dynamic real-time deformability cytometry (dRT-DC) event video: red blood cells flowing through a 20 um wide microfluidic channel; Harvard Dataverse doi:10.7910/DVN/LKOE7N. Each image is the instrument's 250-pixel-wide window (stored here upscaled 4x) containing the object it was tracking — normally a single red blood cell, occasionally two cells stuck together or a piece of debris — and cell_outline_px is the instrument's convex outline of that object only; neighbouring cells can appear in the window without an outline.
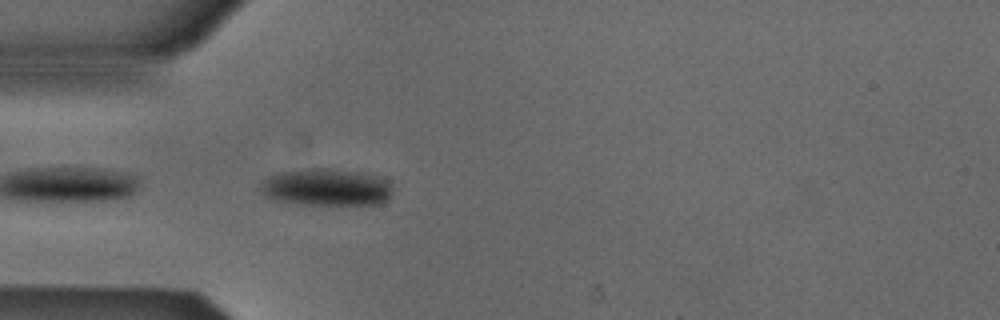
{"species": "Egyptian fruit bat (a non-hibernating species)", "species_latin": "Rousettus aegyptiacus", "temperature_condition": "cold", "stored_images_in_passage": 5, "camera_frame_rate_fps": 3000, "um_per_image_px": 0.085, "animal": {"sex": "male"}, "frame": {"image": 1, "passage_image": 5, "time_ms": 1.333, "image_size_px": [1000, 320], "cell_outline_px": [[392, 192], [388, 200], [380, 204], [296, 204], [272, 200], [264, 196], [260, 192], [260, 184], [264, 180], [280, 172], [308, 168], [340, 168], [364, 172], [376, 176], [392, 184]], "centroid_in_image_um": [27.74, 15.91], "position_along_channel_um": 57.3, "area_um2": 29.02}}